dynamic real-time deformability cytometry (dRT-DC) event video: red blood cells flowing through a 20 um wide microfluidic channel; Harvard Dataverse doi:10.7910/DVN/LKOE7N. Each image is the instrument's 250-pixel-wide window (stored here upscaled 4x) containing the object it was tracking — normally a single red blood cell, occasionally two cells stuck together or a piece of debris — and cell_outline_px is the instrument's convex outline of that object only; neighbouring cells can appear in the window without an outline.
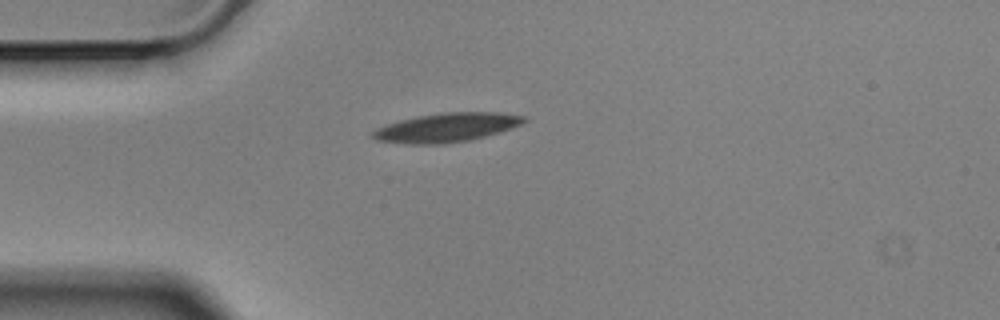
{"species": "Egyptian fruit bat (a non-hibernating species)", "species_latin": "Rousettus aegyptiacus", "temperature_condition": "cold", "stored_images_in_passage": 1, "camera_frame_rate_fps": 3000, "um_per_image_px": 0.085, "animal": {"sex": "male"}, "frame": {"image": 1, "passage_image": 1, "time_ms": 0.0, "image_size_px": [1000, 320], "cell_outline_px": [[528, 120], [512, 128], [500, 132], [468, 140], [444, 144], [412, 144], [376, 140], [372, 136], [372, 132], [376, 128], [400, 120], [416, 116], [444, 112], [500, 112], [524, 116]], "centroid_in_image_um": [37.98, 10.83], "position_along_channel_um": 47.0, "area_um2": 25.43}}